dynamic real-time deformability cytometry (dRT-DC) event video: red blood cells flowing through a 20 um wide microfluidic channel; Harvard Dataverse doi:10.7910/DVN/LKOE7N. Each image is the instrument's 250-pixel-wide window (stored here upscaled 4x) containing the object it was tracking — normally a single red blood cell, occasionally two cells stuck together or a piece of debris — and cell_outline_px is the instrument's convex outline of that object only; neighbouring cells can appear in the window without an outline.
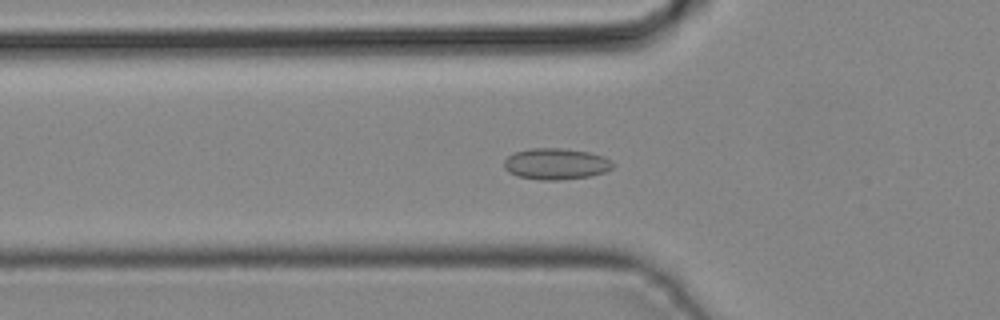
{"species": "common noctule bat (a hibernating species)", "species_latin": "Nyctalus noctula", "temperature_condition": "cold", "stored_images_in_passage": 31, "camera_frame_rate_fps": 3000, "um_per_image_px": 0.085, "animal": {"sex": "male", "body_mass_g": 19.2, "forearm_length_mm": 51.8}, "frame": {"image": 1, "passage_image": 8, "time_ms": 2.333, "image_size_px": [1000, 320], "cell_outline_px": [[616, 164], [612, 168], [604, 172], [588, 176], [556, 180], [540, 180], [516, 176], [508, 172], [504, 168], [504, 160], [508, 156], [516, 152], [532, 148], [560, 148], [588, 152], [604, 156], [612, 160]], "centroid_in_image_um": [47.26, 13.93], "position_along_channel_um": 78.5, "area_um2": 19.83}}
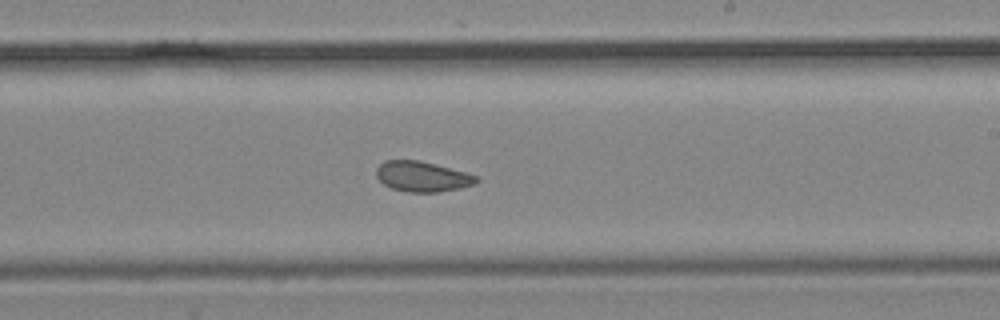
{"frame": {"image": 2, "passage_image": 19, "time_ms": 6.0, "image_size_px": [1000, 320], "cell_outline_px": [[480, 180], [476, 184], [460, 188], [436, 192], [408, 192], [392, 188], [384, 184], [376, 176], [376, 168], [384, 160], [420, 160], [464, 172], [476, 176]], "centroid_in_image_um": [35.88, 15.0], "position_along_channel_um": 253.1, "area_um2": 17.57}}
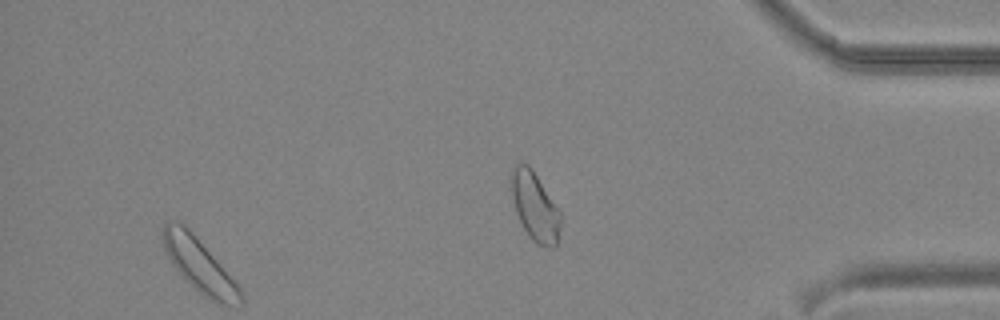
{"frame": {"image": 3, "passage_image": 29, "time_ms": 9.333, "image_size_px": [1000, 320], "cell_outline_px": [[244, 304], [220, 304], [208, 300], [172, 264], [164, 248], [160, 236], [160, 232], [164, 224], [168, 220], [180, 220], [192, 232], [240, 284], [244, 296]], "centroid_in_image_um": [16.97, 22.51], "position_along_channel_um": 418.2, "area_um2": 24.51}}